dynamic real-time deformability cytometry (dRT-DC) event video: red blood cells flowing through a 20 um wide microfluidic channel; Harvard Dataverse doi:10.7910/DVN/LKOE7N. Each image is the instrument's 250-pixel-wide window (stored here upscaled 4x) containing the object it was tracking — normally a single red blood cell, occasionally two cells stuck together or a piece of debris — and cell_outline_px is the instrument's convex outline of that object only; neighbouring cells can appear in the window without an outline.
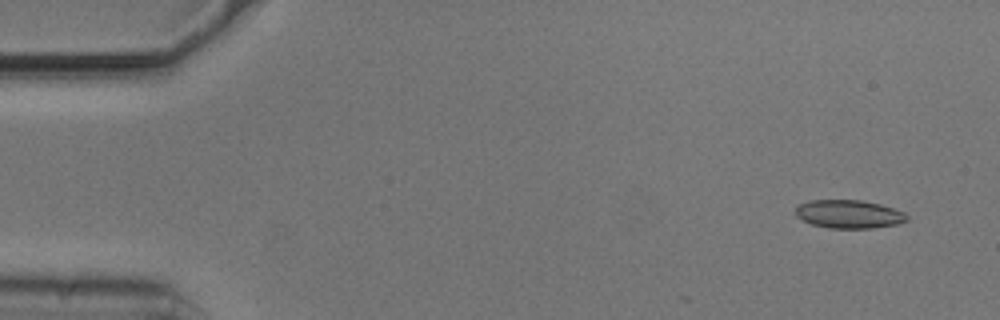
{"species": "common noctule bat (a hibernating species)", "species_latin": "Nyctalus noctula", "temperature_condition": "cold", "stored_images_in_passage": 9, "camera_frame_rate_fps": 3000, "um_per_image_px": 0.085, "animal": {"sex": "male", "body_mass_g": 20.5, "forearm_length_mm": 52.5}, "frame": {"image": 1, "passage_image": 4, "time_ms": 1.0, "image_size_px": [1000, 320], "cell_outline_px": [[908, 220], [896, 224], [872, 228], [828, 228], [812, 224], [800, 220], [792, 212], [796, 204], [812, 200], [860, 200], [880, 204], [904, 212], [908, 216]], "centroid_in_image_um": [72.08, 18.19], "position_along_channel_um": 12.9, "area_um2": 18.61}}